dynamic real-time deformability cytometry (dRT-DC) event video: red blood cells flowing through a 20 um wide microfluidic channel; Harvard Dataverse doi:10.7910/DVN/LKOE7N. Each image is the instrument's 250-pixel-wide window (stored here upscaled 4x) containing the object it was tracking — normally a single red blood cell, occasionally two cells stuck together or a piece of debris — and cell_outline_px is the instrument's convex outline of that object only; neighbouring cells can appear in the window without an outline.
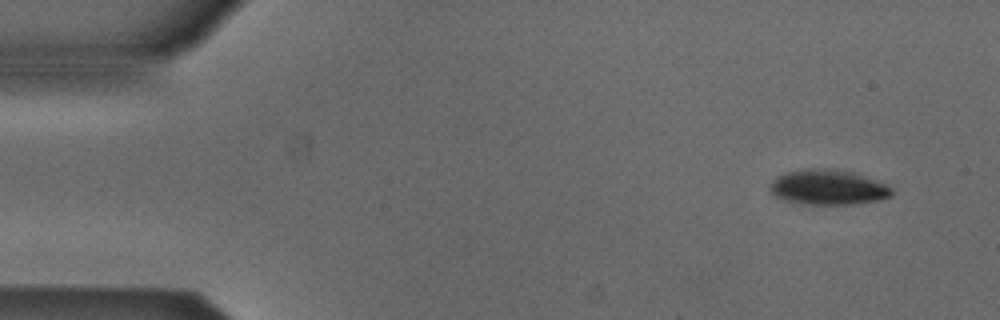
{"species": "Egyptian fruit bat (a non-hibernating species)", "species_latin": "Rousettus aegyptiacus", "temperature_condition": "cold", "stored_images_in_passage": 13, "camera_frame_rate_fps": 3000, "um_per_image_px": 0.085, "animal": {"sex": "male"}, "frame": {"image": 1, "passage_image": 1, "time_ms": 0.0, "image_size_px": [1000, 320], "cell_outline_px": [[892, 196], [880, 200], [856, 204], [812, 204], [784, 200], [776, 196], [768, 188], [768, 184], [776, 176], [784, 172], [804, 168], [836, 168], [852, 172], [884, 184], [892, 188]], "centroid_in_image_um": [70.34, 15.9], "position_along_channel_um": 14.7, "area_um2": 25.03}}
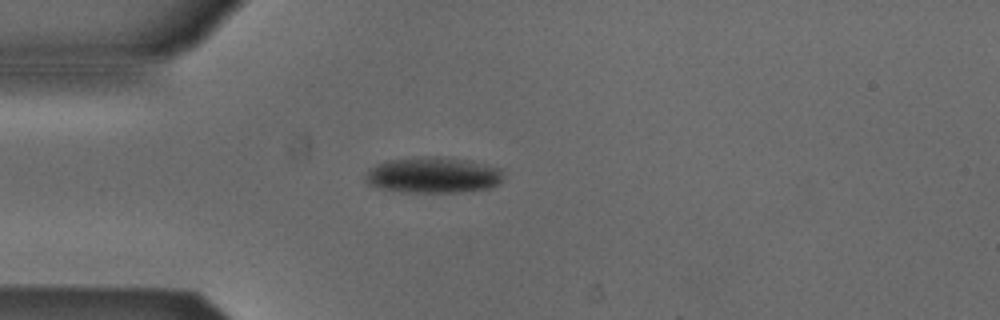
{"frame": {"image": 2, "passage_image": 11, "time_ms": 3.333, "image_size_px": [1000, 320], "cell_outline_px": [[504, 180], [492, 188], [460, 192], [404, 192], [380, 188], [368, 184], [364, 180], [364, 176], [368, 168], [384, 160], [412, 156], [444, 156], [472, 160], [500, 168], [504, 176]], "centroid_in_image_um": [36.81, 14.86], "position_along_channel_um": 48.2, "area_um2": 29.82}}